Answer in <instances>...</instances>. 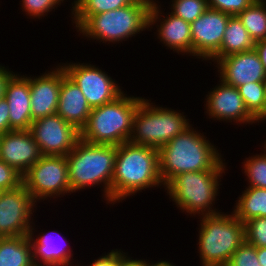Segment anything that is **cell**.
I'll use <instances>...</instances> for the list:
<instances>
[{
	"instance_id": "41",
	"label": "cell",
	"mask_w": 266,
	"mask_h": 266,
	"mask_svg": "<svg viewBox=\"0 0 266 266\" xmlns=\"http://www.w3.org/2000/svg\"><path fill=\"white\" fill-rule=\"evenodd\" d=\"M257 258L261 266H266V248H256Z\"/></svg>"
},
{
	"instance_id": "3",
	"label": "cell",
	"mask_w": 266,
	"mask_h": 266,
	"mask_svg": "<svg viewBox=\"0 0 266 266\" xmlns=\"http://www.w3.org/2000/svg\"><path fill=\"white\" fill-rule=\"evenodd\" d=\"M116 152L117 145L92 144L80 139L66 155L71 192L100 185L102 198L106 204H111Z\"/></svg>"
},
{
	"instance_id": "30",
	"label": "cell",
	"mask_w": 266,
	"mask_h": 266,
	"mask_svg": "<svg viewBox=\"0 0 266 266\" xmlns=\"http://www.w3.org/2000/svg\"><path fill=\"white\" fill-rule=\"evenodd\" d=\"M64 0H21L20 9L32 19H41L48 16L49 12L55 11ZM54 9V10H53Z\"/></svg>"
},
{
	"instance_id": "18",
	"label": "cell",
	"mask_w": 266,
	"mask_h": 266,
	"mask_svg": "<svg viewBox=\"0 0 266 266\" xmlns=\"http://www.w3.org/2000/svg\"><path fill=\"white\" fill-rule=\"evenodd\" d=\"M33 225L36 227L33 222L29 230L28 238L32 247L34 266H77V264L74 265V261H72L74 260L72 248L68 249L70 245L66 244V238L63 236L61 237L59 231L53 230L51 232L47 231V233H45V231L39 232L35 230ZM35 231L39 232V234L36 235ZM58 238L63 240L59 241ZM61 242L64 244L62 245Z\"/></svg>"
},
{
	"instance_id": "12",
	"label": "cell",
	"mask_w": 266,
	"mask_h": 266,
	"mask_svg": "<svg viewBox=\"0 0 266 266\" xmlns=\"http://www.w3.org/2000/svg\"><path fill=\"white\" fill-rule=\"evenodd\" d=\"M30 132L42 155L66 156L81 139V132L57 113L33 121Z\"/></svg>"
},
{
	"instance_id": "19",
	"label": "cell",
	"mask_w": 266,
	"mask_h": 266,
	"mask_svg": "<svg viewBox=\"0 0 266 266\" xmlns=\"http://www.w3.org/2000/svg\"><path fill=\"white\" fill-rule=\"evenodd\" d=\"M47 72V73H46ZM61 88V64L39 76H30L32 121L56 114Z\"/></svg>"
},
{
	"instance_id": "23",
	"label": "cell",
	"mask_w": 266,
	"mask_h": 266,
	"mask_svg": "<svg viewBox=\"0 0 266 266\" xmlns=\"http://www.w3.org/2000/svg\"><path fill=\"white\" fill-rule=\"evenodd\" d=\"M0 266H34L28 236L0 237Z\"/></svg>"
},
{
	"instance_id": "20",
	"label": "cell",
	"mask_w": 266,
	"mask_h": 266,
	"mask_svg": "<svg viewBox=\"0 0 266 266\" xmlns=\"http://www.w3.org/2000/svg\"><path fill=\"white\" fill-rule=\"evenodd\" d=\"M4 98L9 106L11 130H30L32 124L30 104V75L14 73L7 82Z\"/></svg>"
},
{
	"instance_id": "40",
	"label": "cell",
	"mask_w": 266,
	"mask_h": 266,
	"mask_svg": "<svg viewBox=\"0 0 266 266\" xmlns=\"http://www.w3.org/2000/svg\"><path fill=\"white\" fill-rule=\"evenodd\" d=\"M132 2L135 3H140L144 6H146L149 10L156 8L157 6H159V0H131Z\"/></svg>"
},
{
	"instance_id": "24",
	"label": "cell",
	"mask_w": 266,
	"mask_h": 266,
	"mask_svg": "<svg viewBox=\"0 0 266 266\" xmlns=\"http://www.w3.org/2000/svg\"><path fill=\"white\" fill-rule=\"evenodd\" d=\"M235 202L232 212L242 223L266 217V188L247 186Z\"/></svg>"
},
{
	"instance_id": "39",
	"label": "cell",
	"mask_w": 266,
	"mask_h": 266,
	"mask_svg": "<svg viewBox=\"0 0 266 266\" xmlns=\"http://www.w3.org/2000/svg\"><path fill=\"white\" fill-rule=\"evenodd\" d=\"M129 256L122 264V266H147V259H133ZM146 260V261H145Z\"/></svg>"
},
{
	"instance_id": "37",
	"label": "cell",
	"mask_w": 266,
	"mask_h": 266,
	"mask_svg": "<svg viewBox=\"0 0 266 266\" xmlns=\"http://www.w3.org/2000/svg\"><path fill=\"white\" fill-rule=\"evenodd\" d=\"M15 72L0 64V99L4 98L7 82Z\"/></svg>"
},
{
	"instance_id": "26",
	"label": "cell",
	"mask_w": 266,
	"mask_h": 266,
	"mask_svg": "<svg viewBox=\"0 0 266 266\" xmlns=\"http://www.w3.org/2000/svg\"><path fill=\"white\" fill-rule=\"evenodd\" d=\"M237 17L254 42L266 39V0H255Z\"/></svg>"
},
{
	"instance_id": "11",
	"label": "cell",
	"mask_w": 266,
	"mask_h": 266,
	"mask_svg": "<svg viewBox=\"0 0 266 266\" xmlns=\"http://www.w3.org/2000/svg\"><path fill=\"white\" fill-rule=\"evenodd\" d=\"M37 203L22 183L0 193V237L28 236Z\"/></svg>"
},
{
	"instance_id": "42",
	"label": "cell",
	"mask_w": 266,
	"mask_h": 266,
	"mask_svg": "<svg viewBox=\"0 0 266 266\" xmlns=\"http://www.w3.org/2000/svg\"><path fill=\"white\" fill-rule=\"evenodd\" d=\"M147 266H176L172 261H166V260H160V261H157V262H152L151 263L149 262V260H147Z\"/></svg>"
},
{
	"instance_id": "21",
	"label": "cell",
	"mask_w": 266,
	"mask_h": 266,
	"mask_svg": "<svg viewBox=\"0 0 266 266\" xmlns=\"http://www.w3.org/2000/svg\"><path fill=\"white\" fill-rule=\"evenodd\" d=\"M91 110L83 92L61 65V88L56 113L81 131L88 122Z\"/></svg>"
},
{
	"instance_id": "28",
	"label": "cell",
	"mask_w": 266,
	"mask_h": 266,
	"mask_svg": "<svg viewBox=\"0 0 266 266\" xmlns=\"http://www.w3.org/2000/svg\"><path fill=\"white\" fill-rule=\"evenodd\" d=\"M263 153L246 157L242 162L247 185L257 188H266V147L263 145Z\"/></svg>"
},
{
	"instance_id": "14",
	"label": "cell",
	"mask_w": 266,
	"mask_h": 266,
	"mask_svg": "<svg viewBox=\"0 0 266 266\" xmlns=\"http://www.w3.org/2000/svg\"><path fill=\"white\" fill-rule=\"evenodd\" d=\"M231 15L208 8L191 25L192 56L208 62L219 50Z\"/></svg>"
},
{
	"instance_id": "16",
	"label": "cell",
	"mask_w": 266,
	"mask_h": 266,
	"mask_svg": "<svg viewBox=\"0 0 266 266\" xmlns=\"http://www.w3.org/2000/svg\"><path fill=\"white\" fill-rule=\"evenodd\" d=\"M215 65L219 79L236 88L246 83L264 81L266 77L255 49L222 57Z\"/></svg>"
},
{
	"instance_id": "13",
	"label": "cell",
	"mask_w": 266,
	"mask_h": 266,
	"mask_svg": "<svg viewBox=\"0 0 266 266\" xmlns=\"http://www.w3.org/2000/svg\"><path fill=\"white\" fill-rule=\"evenodd\" d=\"M205 115L214 121L232 122L238 126L255 124L258 121L248 112L238 88L225 84L221 79L218 85L205 96Z\"/></svg>"
},
{
	"instance_id": "29",
	"label": "cell",
	"mask_w": 266,
	"mask_h": 266,
	"mask_svg": "<svg viewBox=\"0 0 266 266\" xmlns=\"http://www.w3.org/2000/svg\"><path fill=\"white\" fill-rule=\"evenodd\" d=\"M171 2L170 13L190 24L209 8L207 0H171Z\"/></svg>"
},
{
	"instance_id": "9",
	"label": "cell",
	"mask_w": 266,
	"mask_h": 266,
	"mask_svg": "<svg viewBox=\"0 0 266 266\" xmlns=\"http://www.w3.org/2000/svg\"><path fill=\"white\" fill-rule=\"evenodd\" d=\"M22 183L36 203L69 196L72 192L66 156L43 155L22 176Z\"/></svg>"
},
{
	"instance_id": "22",
	"label": "cell",
	"mask_w": 266,
	"mask_h": 266,
	"mask_svg": "<svg viewBox=\"0 0 266 266\" xmlns=\"http://www.w3.org/2000/svg\"><path fill=\"white\" fill-rule=\"evenodd\" d=\"M255 42L237 16H231L226 25L220 50L209 60L215 64L220 58L253 50Z\"/></svg>"
},
{
	"instance_id": "38",
	"label": "cell",
	"mask_w": 266,
	"mask_h": 266,
	"mask_svg": "<svg viewBox=\"0 0 266 266\" xmlns=\"http://www.w3.org/2000/svg\"><path fill=\"white\" fill-rule=\"evenodd\" d=\"M254 49L261 59L264 70L266 72V39L255 42Z\"/></svg>"
},
{
	"instance_id": "7",
	"label": "cell",
	"mask_w": 266,
	"mask_h": 266,
	"mask_svg": "<svg viewBox=\"0 0 266 266\" xmlns=\"http://www.w3.org/2000/svg\"><path fill=\"white\" fill-rule=\"evenodd\" d=\"M150 10L140 4H131L90 16L78 29L79 37L98 43L119 44L149 29Z\"/></svg>"
},
{
	"instance_id": "32",
	"label": "cell",
	"mask_w": 266,
	"mask_h": 266,
	"mask_svg": "<svg viewBox=\"0 0 266 266\" xmlns=\"http://www.w3.org/2000/svg\"><path fill=\"white\" fill-rule=\"evenodd\" d=\"M227 266H261L256 247L246 241L232 254Z\"/></svg>"
},
{
	"instance_id": "27",
	"label": "cell",
	"mask_w": 266,
	"mask_h": 266,
	"mask_svg": "<svg viewBox=\"0 0 266 266\" xmlns=\"http://www.w3.org/2000/svg\"><path fill=\"white\" fill-rule=\"evenodd\" d=\"M248 112L260 122L266 121V97L263 81L250 82L238 87Z\"/></svg>"
},
{
	"instance_id": "43",
	"label": "cell",
	"mask_w": 266,
	"mask_h": 266,
	"mask_svg": "<svg viewBox=\"0 0 266 266\" xmlns=\"http://www.w3.org/2000/svg\"><path fill=\"white\" fill-rule=\"evenodd\" d=\"M263 85H264V91H265V97H266V77H265V79L263 81Z\"/></svg>"
},
{
	"instance_id": "8",
	"label": "cell",
	"mask_w": 266,
	"mask_h": 266,
	"mask_svg": "<svg viewBox=\"0 0 266 266\" xmlns=\"http://www.w3.org/2000/svg\"><path fill=\"white\" fill-rule=\"evenodd\" d=\"M143 98L133 118L130 143L160 149L191 124L184 112L157 106Z\"/></svg>"
},
{
	"instance_id": "31",
	"label": "cell",
	"mask_w": 266,
	"mask_h": 266,
	"mask_svg": "<svg viewBox=\"0 0 266 266\" xmlns=\"http://www.w3.org/2000/svg\"><path fill=\"white\" fill-rule=\"evenodd\" d=\"M245 225V241L256 248H266V217L252 218Z\"/></svg>"
},
{
	"instance_id": "34",
	"label": "cell",
	"mask_w": 266,
	"mask_h": 266,
	"mask_svg": "<svg viewBox=\"0 0 266 266\" xmlns=\"http://www.w3.org/2000/svg\"><path fill=\"white\" fill-rule=\"evenodd\" d=\"M22 184V175L0 159V191L12 190Z\"/></svg>"
},
{
	"instance_id": "4",
	"label": "cell",
	"mask_w": 266,
	"mask_h": 266,
	"mask_svg": "<svg viewBox=\"0 0 266 266\" xmlns=\"http://www.w3.org/2000/svg\"><path fill=\"white\" fill-rule=\"evenodd\" d=\"M225 160L221 159L211 170L176 175L165 186V192L187 216L201 217L220 213L221 210L213 206L219 200L217 196L220 194L221 178L228 170Z\"/></svg>"
},
{
	"instance_id": "6",
	"label": "cell",
	"mask_w": 266,
	"mask_h": 266,
	"mask_svg": "<svg viewBox=\"0 0 266 266\" xmlns=\"http://www.w3.org/2000/svg\"><path fill=\"white\" fill-rule=\"evenodd\" d=\"M198 252L201 266H227L232 254L245 242V225L234 214L201 216Z\"/></svg>"
},
{
	"instance_id": "10",
	"label": "cell",
	"mask_w": 266,
	"mask_h": 266,
	"mask_svg": "<svg viewBox=\"0 0 266 266\" xmlns=\"http://www.w3.org/2000/svg\"><path fill=\"white\" fill-rule=\"evenodd\" d=\"M65 73L78 85L92 108L102 106L119 97L124 91L106 71L96 65L80 62L60 63Z\"/></svg>"
},
{
	"instance_id": "15",
	"label": "cell",
	"mask_w": 266,
	"mask_h": 266,
	"mask_svg": "<svg viewBox=\"0 0 266 266\" xmlns=\"http://www.w3.org/2000/svg\"><path fill=\"white\" fill-rule=\"evenodd\" d=\"M161 3L156 8L150 9L149 12V28L148 31H152V28L156 27L158 43H162L166 49L173 50L178 55L192 56V36L191 25L185 22L182 18H178L164 11H162ZM159 24V25H158Z\"/></svg>"
},
{
	"instance_id": "35",
	"label": "cell",
	"mask_w": 266,
	"mask_h": 266,
	"mask_svg": "<svg viewBox=\"0 0 266 266\" xmlns=\"http://www.w3.org/2000/svg\"><path fill=\"white\" fill-rule=\"evenodd\" d=\"M129 257L128 252H123V249H112L110 252H105L103 255L94 259L88 265H81L77 261V266H122L123 262Z\"/></svg>"
},
{
	"instance_id": "17",
	"label": "cell",
	"mask_w": 266,
	"mask_h": 266,
	"mask_svg": "<svg viewBox=\"0 0 266 266\" xmlns=\"http://www.w3.org/2000/svg\"><path fill=\"white\" fill-rule=\"evenodd\" d=\"M42 156L30 130H12L0 135V159L22 176Z\"/></svg>"
},
{
	"instance_id": "2",
	"label": "cell",
	"mask_w": 266,
	"mask_h": 266,
	"mask_svg": "<svg viewBox=\"0 0 266 266\" xmlns=\"http://www.w3.org/2000/svg\"><path fill=\"white\" fill-rule=\"evenodd\" d=\"M196 129L191 124L159 149L160 176L165 186L176 175L211 170L223 158L213 142Z\"/></svg>"
},
{
	"instance_id": "25",
	"label": "cell",
	"mask_w": 266,
	"mask_h": 266,
	"mask_svg": "<svg viewBox=\"0 0 266 266\" xmlns=\"http://www.w3.org/2000/svg\"><path fill=\"white\" fill-rule=\"evenodd\" d=\"M131 0H76L71 3V21L76 30L90 17L131 4ZM74 23V24H73Z\"/></svg>"
},
{
	"instance_id": "36",
	"label": "cell",
	"mask_w": 266,
	"mask_h": 266,
	"mask_svg": "<svg viewBox=\"0 0 266 266\" xmlns=\"http://www.w3.org/2000/svg\"><path fill=\"white\" fill-rule=\"evenodd\" d=\"M12 131L9 123V106L5 98L0 99V135Z\"/></svg>"
},
{
	"instance_id": "5",
	"label": "cell",
	"mask_w": 266,
	"mask_h": 266,
	"mask_svg": "<svg viewBox=\"0 0 266 266\" xmlns=\"http://www.w3.org/2000/svg\"><path fill=\"white\" fill-rule=\"evenodd\" d=\"M126 93L124 91L115 100L92 108L86 126L80 131L83 141L110 145L129 142L133 118L143 98Z\"/></svg>"
},
{
	"instance_id": "33",
	"label": "cell",
	"mask_w": 266,
	"mask_h": 266,
	"mask_svg": "<svg viewBox=\"0 0 266 266\" xmlns=\"http://www.w3.org/2000/svg\"><path fill=\"white\" fill-rule=\"evenodd\" d=\"M210 9L237 16L249 7L255 0H207Z\"/></svg>"
},
{
	"instance_id": "1",
	"label": "cell",
	"mask_w": 266,
	"mask_h": 266,
	"mask_svg": "<svg viewBox=\"0 0 266 266\" xmlns=\"http://www.w3.org/2000/svg\"><path fill=\"white\" fill-rule=\"evenodd\" d=\"M154 187L165 188L160 176L159 150L130 142L117 145L111 204L122 203V200Z\"/></svg>"
}]
</instances>
